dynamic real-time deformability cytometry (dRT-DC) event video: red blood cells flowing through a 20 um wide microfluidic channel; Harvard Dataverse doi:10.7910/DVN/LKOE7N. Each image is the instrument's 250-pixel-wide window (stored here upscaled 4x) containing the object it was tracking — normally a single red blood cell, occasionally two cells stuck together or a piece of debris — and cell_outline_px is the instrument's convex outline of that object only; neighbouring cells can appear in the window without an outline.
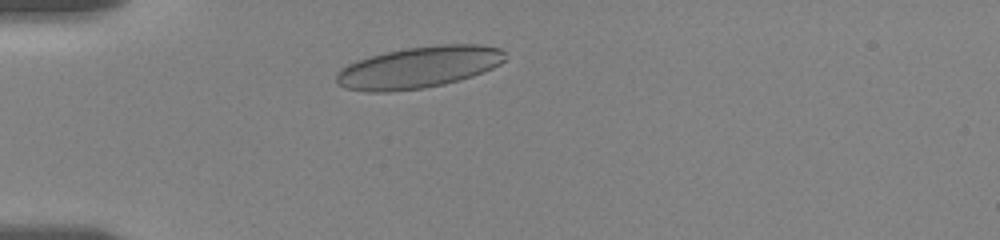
{"species": "human", "species_latin": "Homo sapiens", "temperature_condition": "room temperature", "stored_images_in_passage": 8, "camera_frame_rate_fps": 3000, "um_per_image_px": 0.085, "donor": {"sex": "female"}, "frame": {"image": 1, "passage_image": 1, "time_ms": 0.0, "image_size_px": [1000, 240], "cell_outline_px": [[504, 60], [500, 64], [484, 72], [472, 76], [444, 84], [424, 88], [388, 92], [368, 92], [344, 88], [336, 84], [336, 76], [340, 68], [348, 64], [368, 56], [408, 48], [440, 44], [480, 44], [500, 48], [504, 52]], "centroid_in_image_um": [35.57, 5.73], "position_along_channel_um": 49.4, "area_um2": 40.92}}
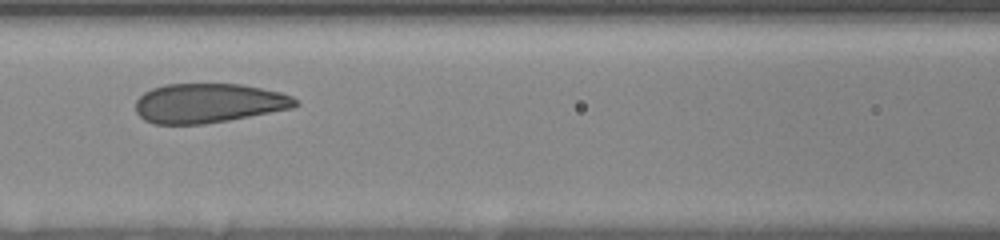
{"frame": {"image": 2, "passage_image": 5, "time_ms": 3.333, "image_size_px": [1000, 240], "cell_outline_px": [[300, 104], [292, 108], [228, 120], [204, 124], [152, 124], [144, 120], [136, 112], [136, 100], [144, 92], [152, 88], [164, 84], [244, 84], [280, 92], [292, 96]], "centroid_in_image_um": [17.71, 8.76], "position_along_channel_um": 148.9, "area_um2": 36.76}}
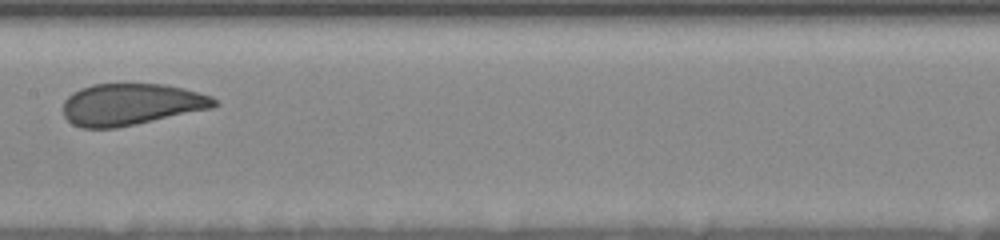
{"frame": {"image": 3, "passage_image": 7, "time_ms": 4.667, "image_size_px": [1000, 240], "cell_outline_px": [[220, 104], [212, 108], [136, 124], [116, 128], [80, 128], [72, 124], [64, 116], [64, 100], [72, 92], [80, 88], [92, 84], [164, 84], [184, 88], [212, 96]], "centroid_in_image_um": [11.14, 8.87], "position_along_channel_um": 196.3, "area_um2": 36.82}}